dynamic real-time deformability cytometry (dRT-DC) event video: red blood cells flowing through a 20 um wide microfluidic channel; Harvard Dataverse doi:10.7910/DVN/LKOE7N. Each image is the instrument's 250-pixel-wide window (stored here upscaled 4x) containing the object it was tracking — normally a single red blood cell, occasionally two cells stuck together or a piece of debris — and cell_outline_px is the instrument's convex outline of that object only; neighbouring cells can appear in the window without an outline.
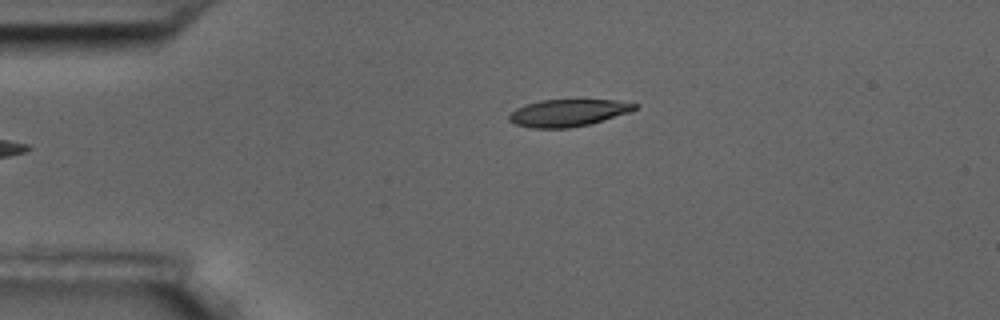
{"species": "common noctule bat (a hibernating species)", "species_latin": "Nyctalus noctula", "temperature_condition": "room temperature", "stored_images_in_passage": 5, "camera_frame_rate_fps": 3000, "um_per_image_px": 0.085, "animal": {"sex": "male", "body_mass_g": 17.5, "forearm_length_mm": 52.3}, "frame": {"image": 1, "passage_image": 5, "time_ms": 5.333, "image_size_px": [1000, 320], "cell_outline_px": [[640, 104], [636, 108], [628, 112], [588, 124], [568, 128], [532, 128], [516, 124], [508, 120], [508, 116], [516, 108], [524, 104], [540, 100], [616, 100]], "centroid_in_image_um": [48.24, 9.58], "position_along_channel_um": 36.8, "area_um2": 19.65}}